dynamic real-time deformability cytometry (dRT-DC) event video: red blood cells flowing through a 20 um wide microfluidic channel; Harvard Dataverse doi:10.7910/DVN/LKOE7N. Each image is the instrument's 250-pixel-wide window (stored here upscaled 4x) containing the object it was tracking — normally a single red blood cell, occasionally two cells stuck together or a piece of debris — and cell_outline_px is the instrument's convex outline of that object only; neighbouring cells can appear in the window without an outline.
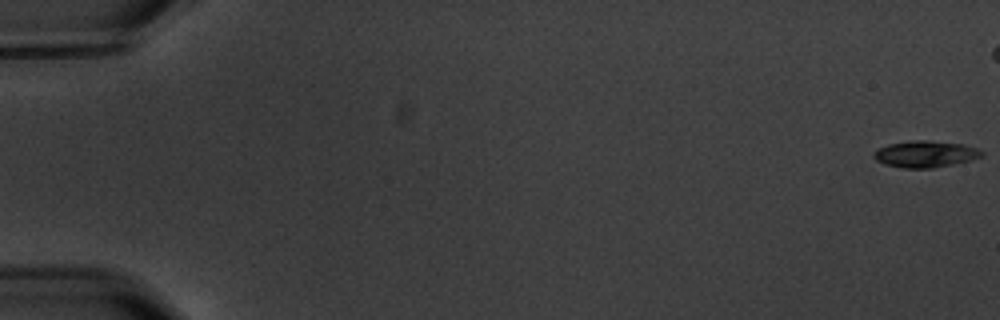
{"species": "common noctule bat (a hibernating species)", "species_latin": "Nyctalus noctula", "temperature_condition": "warm", "stored_images_in_passage": 5, "camera_frame_rate_fps": 3000, "um_per_image_px": 0.085, "animal": {"sex": "male", "body_mass_g": 20.1, "forearm_length_mm": 53.5}, "frame": {"image": 1, "passage_image": 1, "time_ms": 0.0, "image_size_px": [1000, 320], "cell_outline_px": [[984, 156], [952, 164], [932, 168], [900, 168], [884, 164], [876, 160], [872, 156], [872, 152], [888, 144], [908, 140], [928, 140], [964, 144], [976, 148], [984, 152]], "centroid_in_image_um": [78.62, 13.09], "position_along_channel_um": 6.4, "area_um2": 16.82}}